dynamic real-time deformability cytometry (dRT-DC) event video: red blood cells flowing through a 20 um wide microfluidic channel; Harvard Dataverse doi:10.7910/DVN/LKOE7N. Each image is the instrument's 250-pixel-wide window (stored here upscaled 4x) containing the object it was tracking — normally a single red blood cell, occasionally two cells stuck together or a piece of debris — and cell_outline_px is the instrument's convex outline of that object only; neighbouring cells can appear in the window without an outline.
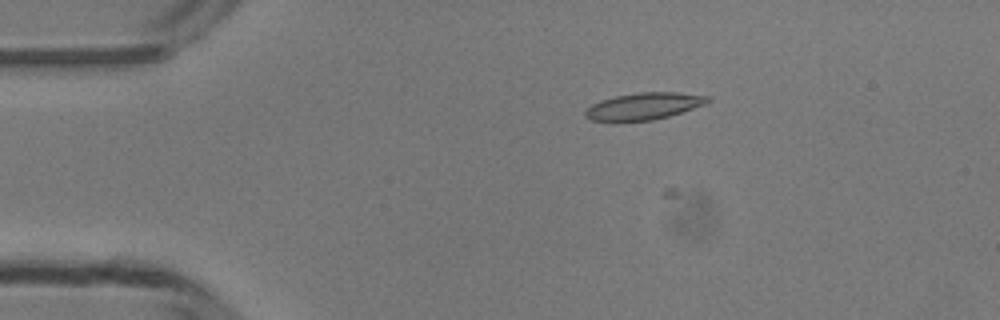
{"species": "common noctule bat (a hibernating species)", "species_latin": "Nyctalus noctula", "temperature_condition": "room temperature", "stored_images_in_passage": 35, "camera_frame_rate_fps": 3000, "um_per_image_px": 0.085, "animal": {"sex": "male", "body_mass_g": 13.3}, "frame": {"image": 1, "passage_image": 11, "time_ms": 3.333, "image_size_px": [1000, 320], "cell_outline_px": [[712, 100], [708, 104], [668, 116], [652, 120], [616, 124], [592, 120], [584, 116], [584, 112], [592, 104], [600, 100], [616, 96], [636, 92], [676, 92], [708, 96]], "centroid_in_image_um": [54.69, 9.06], "position_along_channel_um": 30.3, "area_um2": 19.88}}
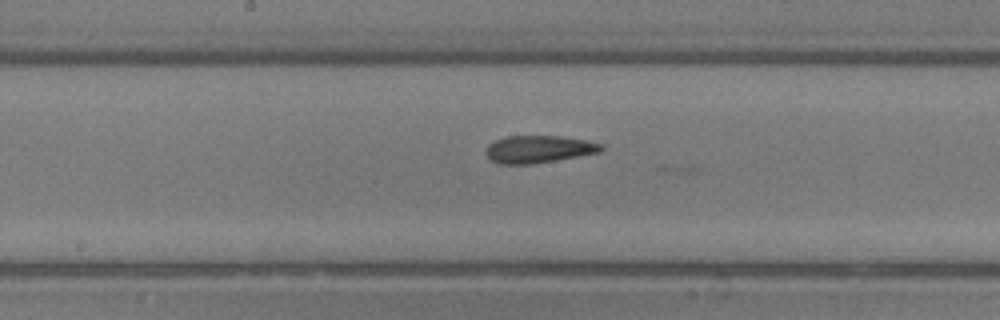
{"frame": {"image": 2, "passage_image": 27, "time_ms": 8.667, "image_size_px": [1000, 320], "cell_outline_px": [[604, 148], [600, 152], [532, 164], [496, 164], [484, 152], [488, 144], [496, 140], [508, 136], [560, 136], [588, 140], [604, 144]], "centroid_in_image_um": [45.79, 12.68], "position_along_channel_um": 202.4, "area_um2": 18.44}}
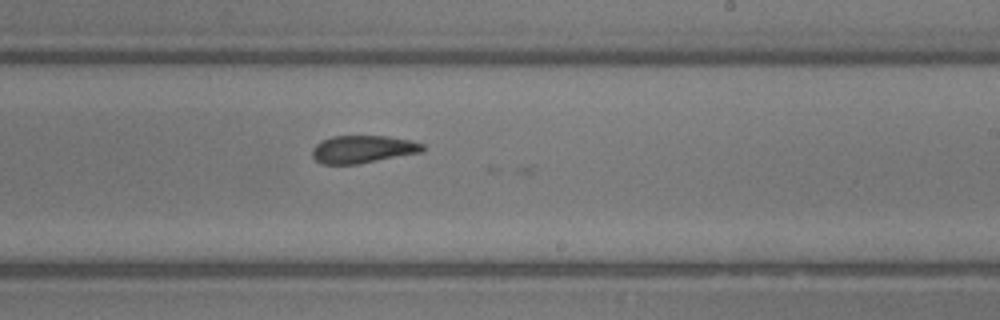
{"frame": {"image": 3, "passage_image": 31, "time_ms": 10.0, "image_size_px": [1000, 320], "cell_outline_px": [[424, 152], [356, 164], [320, 164], [312, 156], [312, 148], [320, 140], [332, 136], [388, 136], [408, 140], [424, 144]], "centroid_in_image_um": [30.82, 12.68], "position_along_channel_um": 258.2, "area_um2": 17.86}}